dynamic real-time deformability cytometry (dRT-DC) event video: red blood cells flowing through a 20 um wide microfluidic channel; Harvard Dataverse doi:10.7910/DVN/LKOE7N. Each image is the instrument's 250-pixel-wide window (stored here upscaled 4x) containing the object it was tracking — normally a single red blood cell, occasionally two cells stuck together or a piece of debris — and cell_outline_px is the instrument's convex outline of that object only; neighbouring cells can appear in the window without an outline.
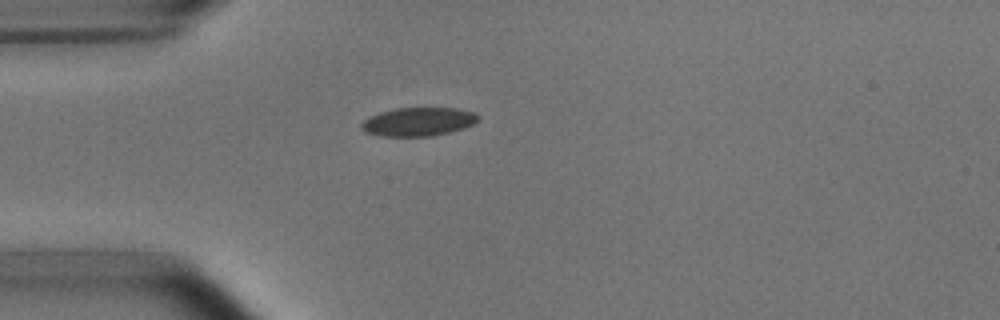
{"species": "common noctule bat (a hibernating species)", "species_latin": "Nyctalus noctula", "temperature_condition": "room temperature", "stored_images_in_passage": 39, "camera_frame_rate_fps": 3000, "um_per_image_px": 0.085, "animal": {"sex": "male", "body_mass_g": 15.6}, "frame": {"image": 1, "passage_image": 1, "time_ms": 0.0, "image_size_px": [1000, 320], "cell_outline_px": [[480, 120], [464, 128], [432, 136], [380, 136], [364, 132], [360, 128], [360, 124], [364, 120], [380, 112], [396, 108], [456, 108], [476, 112], [480, 116]], "centroid_in_image_um": [35.57, 10.34], "position_along_channel_um": 49.4, "area_um2": 19.54}}
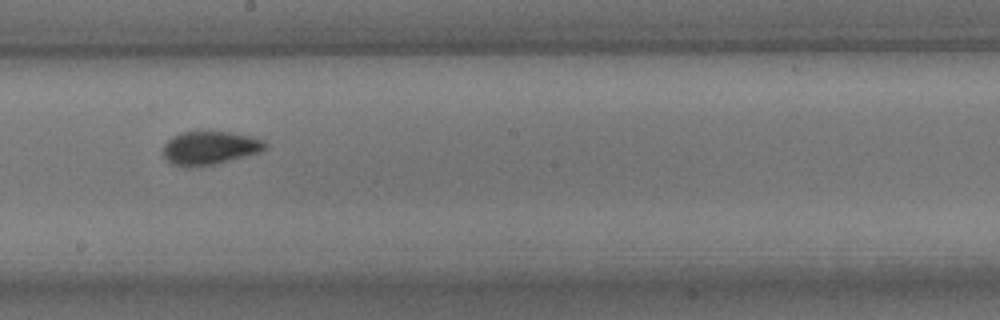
{"frame": {"image": 2, "passage_image": 16, "time_ms": 5.0, "image_size_px": [1000, 320], "cell_outline_px": [[268, 148], [260, 152], [216, 164], [188, 168], [172, 164], [164, 156], [164, 144], [172, 136], [180, 132], [232, 132], [252, 136], [264, 140], [268, 144]], "centroid_in_image_um": [17.87, 12.58], "position_along_channel_um": 230.3, "area_um2": 20.06}}
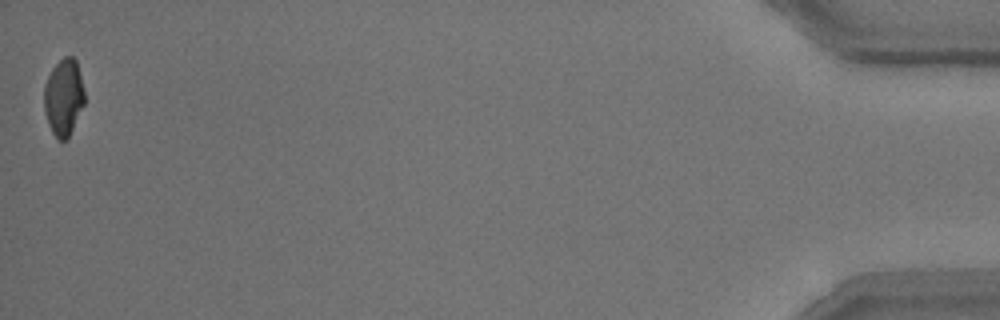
{"frame": {"image": 3, "passage_image": 39, "time_ms": 12.667, "image_size_px": [1000, 320], "cell_outline_px": [[84, 104], [68, 136], [64, 140], [60, 140], [52, 132], [48, 124], [44, 112], [44, 84], [52, 68], [64, 56], [72, 56], [76, 60], [84, 88]], "centroid_in_image_um": [5.4, 8.23], "position_along_channel_um": 429.8, "area_um2": 17.92}, "authors_computed_cell_mechanics": {"area_um2": 19.363, "velocity_mm_per_s": 3.8181, "shape_relaxation_time_tau1_ms": 3.8391, "shape_relaxation_time_tau2_ms": 0.9309, "deformation_change_tau1": 0.12, "deformation_change_tau2": 0.0585}}